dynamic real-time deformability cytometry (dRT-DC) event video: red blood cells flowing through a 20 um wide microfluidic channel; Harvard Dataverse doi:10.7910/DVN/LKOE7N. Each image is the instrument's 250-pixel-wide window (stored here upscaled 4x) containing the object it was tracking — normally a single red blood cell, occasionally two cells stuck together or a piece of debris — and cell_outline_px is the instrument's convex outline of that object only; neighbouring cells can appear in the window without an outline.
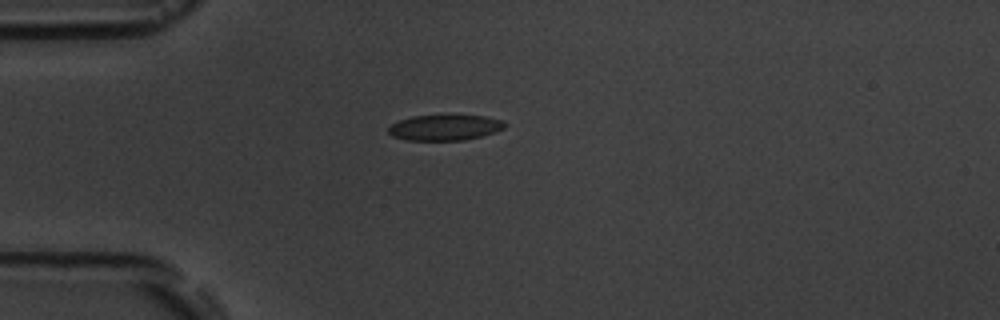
{"species": "common noctule bat (a hibernating species)", "species_latin": "Nyctalus noctula", "temperature_condition": "room temperature", "stored_images_in_passage": 7, "camera_frame_rate_fps": 3000, "um_per_image_px": 0.085, "animal": {"sex": "male", "body_mass_g": 19.5, "forearm_length_mm": 54.6}, "frame": {"image": 1, "passage_image": 1, "time_ms": 0.0, "image_size_px": [1000, 320], "cell_outline_px": [[508, 124], [504, 128], [496, 132], [464, 140], [408, 140], [392, 136], [388, 132], [388, 128], [392, 124], [400, 120], [412, 116], [444, 112], [484, 116], [504, 120]], "centroid_in_image_um": [37.85, 10.78], "position_along_channel_um": 47.2, "area_um2": 18.26}}
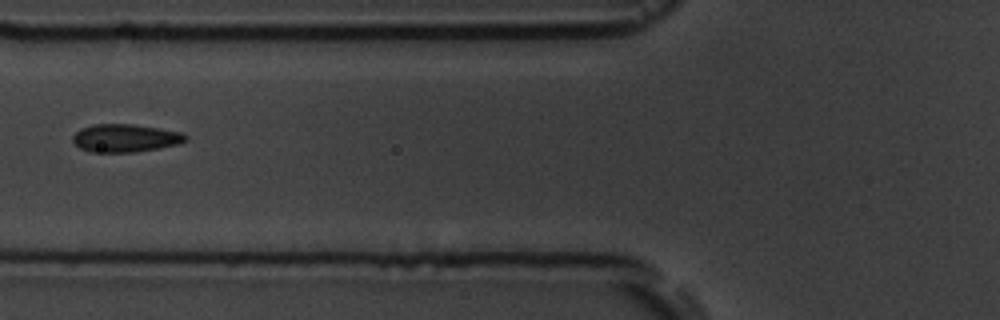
{"frame": {"image": 2, "passage_image": 3, "time_ms": 2.333, "image_size_px": [1000, 320], "cell_outline_px": [[188, 140], [176, 144], [160, 148], [132, 152], [88, 152], [80, 148], [72, 140], [72, 136], [80, 128], [96, 124], [132, 124], [180, 132], [188, 136]], "centroid_in_image_um": [10.62, 11.74], "position_along_channel_um": 115.2, "area_um2": 18.26}}
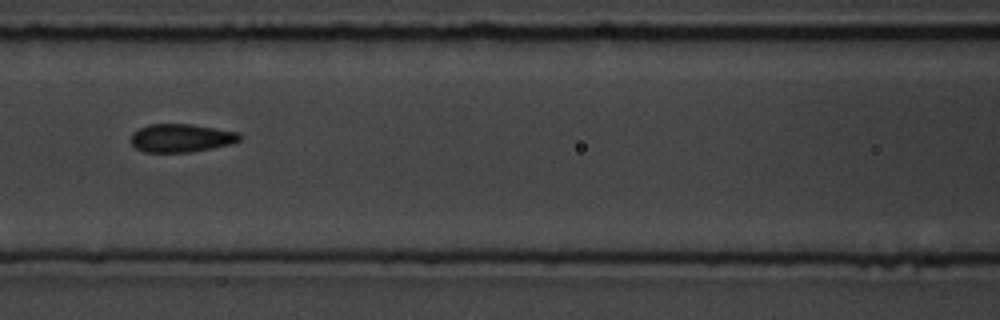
{"frame": {"image": 3, "passage_image": 4, "time_ms": 3.333, "image_size_px": [1000, 320], "cell_outline_px": [[240, 140], [232, 144], [192, 152], [144, 152], [136, 148], [132, 144], [132, 132], [148, 124], [192, 124], [236, 132], [240, 136]], "centroid_in_image_um": [15.38, 11.73], "position_along_channel_um": 151.2, "area_um2": 17.8}}